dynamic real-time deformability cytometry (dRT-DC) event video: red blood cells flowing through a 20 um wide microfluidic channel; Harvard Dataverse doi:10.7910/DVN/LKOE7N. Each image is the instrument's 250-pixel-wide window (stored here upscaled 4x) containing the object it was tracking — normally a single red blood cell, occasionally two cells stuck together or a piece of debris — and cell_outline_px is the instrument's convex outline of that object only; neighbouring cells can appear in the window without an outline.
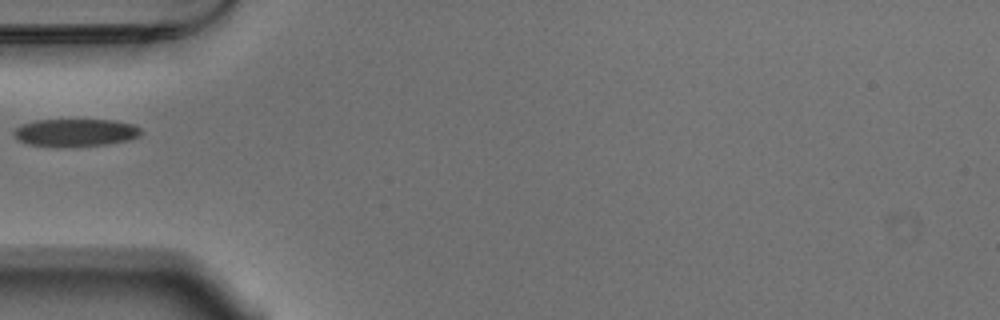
{"species": "Egyptian fruit bat (a non-hibernating species)", "species_latin": "Rousettus aegyptiacus", "temperature_condition": "warm", "stored_images_in_passage": 37, "camera_frame_rate_fps": 3000, "um_per_image_px": 0.085, "animal": {"sex": "male"}, "frame": {"image": 1, "passage_image": 1, "time_ms": 0.0, "image_size_px": [1000, 320], "cell_outline_px": [[140, 136], [128, 140], [108, 144], [60, 148], [56, 148], [28, 144], [20, 140], [12, 132], [20, 124], [36, 120], [112, 120], [132, 124], [140, 128]], "centroid_in_image_um": [6.38, 11.29], "position_along_channel_um": 78.6, "area_um2": 20.69}}
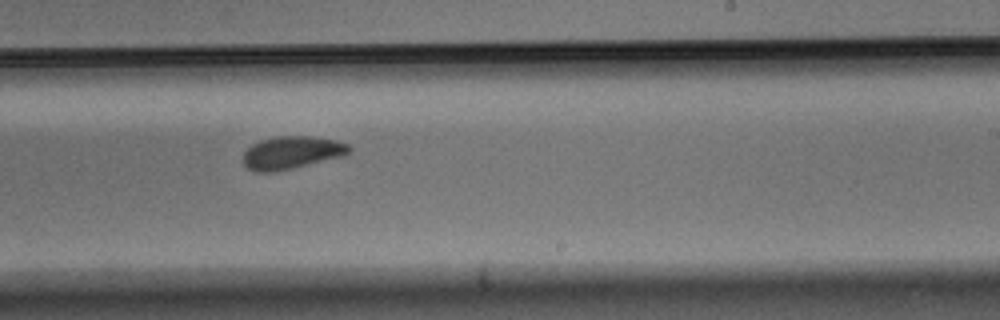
{"frame": {"image": 2, "passage_image": 16, "time_ms": 5.0, "image_size_px": [1000, 320], "cell_outline_px": [[352, 148], [344, 156], [276, 172], [256, 172], [248, 168], [244, 164], [244, 152], [252, 144], [260, 140], [276, 136], [308, 136], [336, 140], [348, 144]], "centroid_in_image_um": [24.79, 12.97], "position_along_channel_um": 264.2, "area_um2": 20.23}}
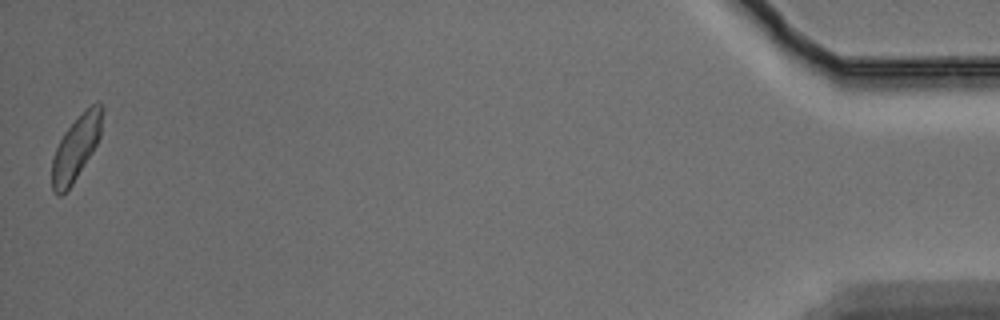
{"frame": {"image": 3, "passage_image": 37, "time_ms": 12.0, "image_size_px": [1000, 320], "cell_outline_px": [[104, 108], [100, 136], [92, 152], [72, 184], [60, 196], [56, 196], [52, 192], [52, 160], [56, 148], [64, 132], [92, 104], [100, 104]], "centroid_in_image_um": [6.45, 12.61], "position_along_channel_um": 428.8, "area_um2": 18.38}}